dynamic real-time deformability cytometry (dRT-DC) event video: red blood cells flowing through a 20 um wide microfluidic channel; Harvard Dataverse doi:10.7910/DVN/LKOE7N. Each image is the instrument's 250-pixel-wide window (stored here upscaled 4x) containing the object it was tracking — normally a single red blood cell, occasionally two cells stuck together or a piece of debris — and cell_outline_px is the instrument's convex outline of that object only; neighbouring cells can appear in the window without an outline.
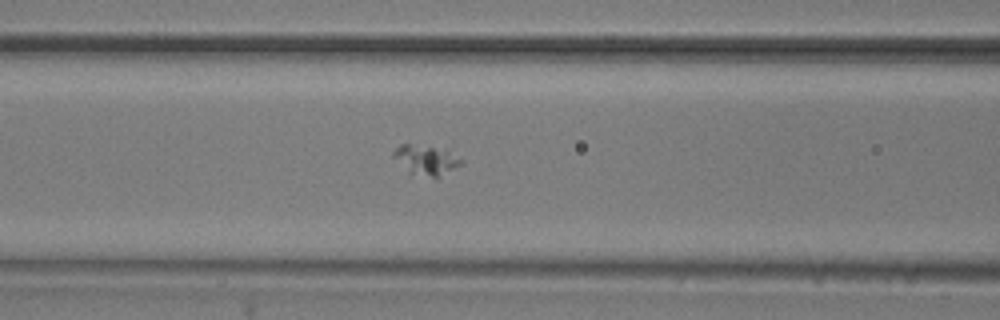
{"species": "common noctule bat (a hibernating species)", "species_latin": "Nyctalus noctula", "temperature_condition": "room temperature", "stored_images_in_passage": 37, "camera_frame_rate_fps": 3000, "um_per_image_px": 0.085, "animal": {"sex": "male", "body_mass_g": 20.5, "forearm_length_mm": 52.5}, "frame": {"image": 1, "passage_image": 6, "time_ms": 1.667, "image_size_px": [1000, 320], "cell_outline_px": [[464, 160], [460, 164], [436, 180], [408, 172], [392, 156], [392, 152], [400, 144], [408, 144], [432, 148], [448, 152]], "centroid_in_image_um": [36.17, 13.65], "position_along_channel_um": 130.4, "area_um2": 11.5}}
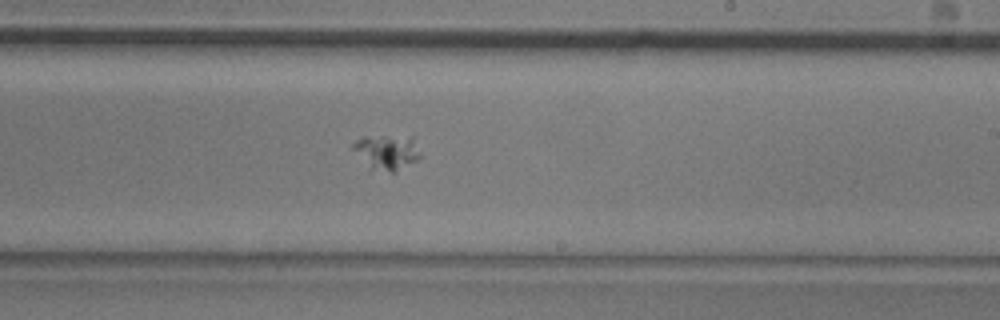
{"frame": {"image": 2, "passage_image": 16, "time_ms": 5.0, "image_size_px": [1000, 320], "cell_outline_px": [[420, 156], [416, 160], [396, 172], [368, 172], [352, 148], [352, 144], [356, 140], [364, 136], [416, 136]], "centroid_in_image_um": [32.84, 12.96], "position_along_channel_um": 256.2, "area_um2": 14.45}}
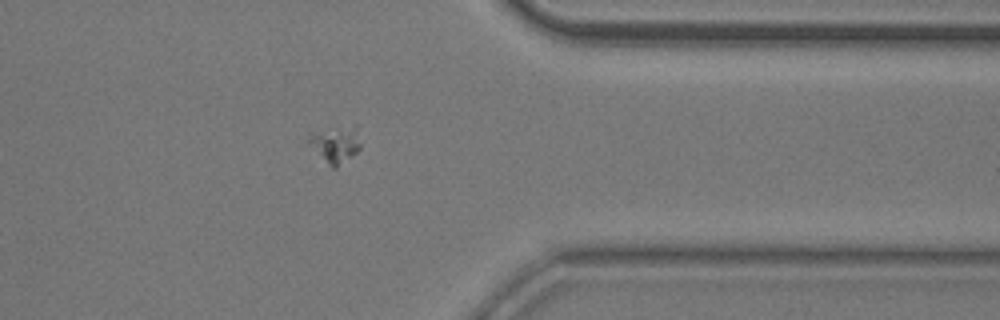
{"frame": {"image": 3, "passage_image": 27, "time_ms": 8.667, "image_size_px": [1000, 320], "cell_outline_px": [[360, 148], [356, 152], [336, 168], [332, 168], [308, 144], [308, 132], [356, 128], [360, 144]], "centroid_in_image_um": [28.46, 12.32], "position_along_channel_um": 382.9, "area_um2": 10.35}}